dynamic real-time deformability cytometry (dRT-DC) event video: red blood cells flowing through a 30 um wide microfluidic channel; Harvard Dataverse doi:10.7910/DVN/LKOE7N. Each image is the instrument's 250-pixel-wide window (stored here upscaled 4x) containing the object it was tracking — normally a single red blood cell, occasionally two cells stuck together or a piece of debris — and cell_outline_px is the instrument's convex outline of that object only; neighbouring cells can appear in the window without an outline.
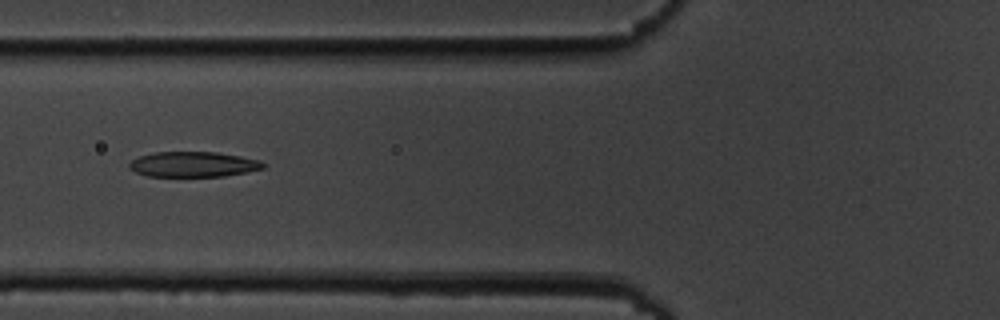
{"species": "common noctule bat (a hibernating species)", "species_latin": "Nyctalus noctula", "temperature_condition": "cold", "stored_images_in_passage": 9, "camera_frame_rate_fps": 3000, "um_per_image_px": 0.085, "animal": {"sex": "male", "body_mass_g": 19.5, "forearm_length_mm": 54.6}, "frame": {"image": 1, "passage_image": 6, "time_ms": 1.667, "image_size_px": [1000, 320], "cell_outline_px": [[268, 164], [264, 168], [224, 176], [148, 176], [136, 172], [128, 164], [132, 160], [140, 156], [156, 152], [216, 152], [240, 156], [260, 160]], "centroid_in_image_um": [16.47, 13.96], "position_along_channel_um": 109.3, "area_um2": 19.54}}